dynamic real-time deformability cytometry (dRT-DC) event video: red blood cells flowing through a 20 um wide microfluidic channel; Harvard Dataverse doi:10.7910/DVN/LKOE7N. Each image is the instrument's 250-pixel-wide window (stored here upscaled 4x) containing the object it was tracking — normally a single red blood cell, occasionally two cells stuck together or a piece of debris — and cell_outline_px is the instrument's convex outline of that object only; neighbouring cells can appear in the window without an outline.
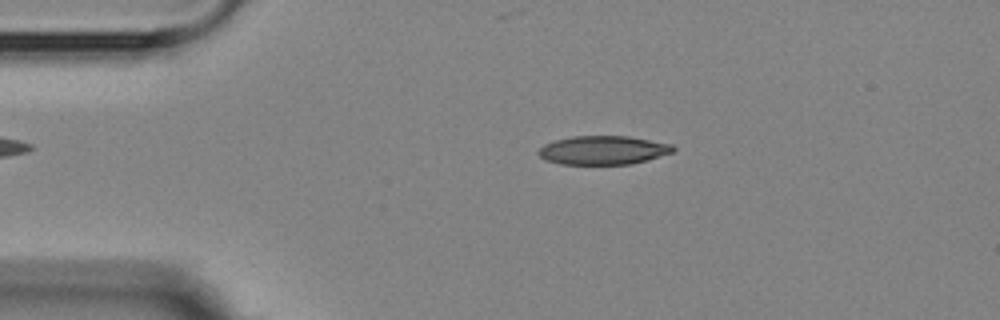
{"species": "Egyptian fruit bat (a non-hibernating species)", "species_latin": "Rousettus aegyptiacus", "temperature_condition": "room temperature", "stored_images_in_passage": 3, "camera_frame_rate_fps": 3000, "um_per_image_px": 0.085, "animal": {"sex": "female"}, "frame": {"image": 1, "passage_image": 1, "time_ms": 0.0, "image_size_px": [1000, 320], "cell_outline_px": [[676, 148], [672, 152], [648, 160], [632, 164], [560, 164], [544, 160], [536, 152], [544, 144], [556, 140], [572, 136], [628, 136], [672, 144]], "centroid_in_image_um": [51.25, 12.77], "position_along_channel_um": 33.7, "area_um2": 22.6}}
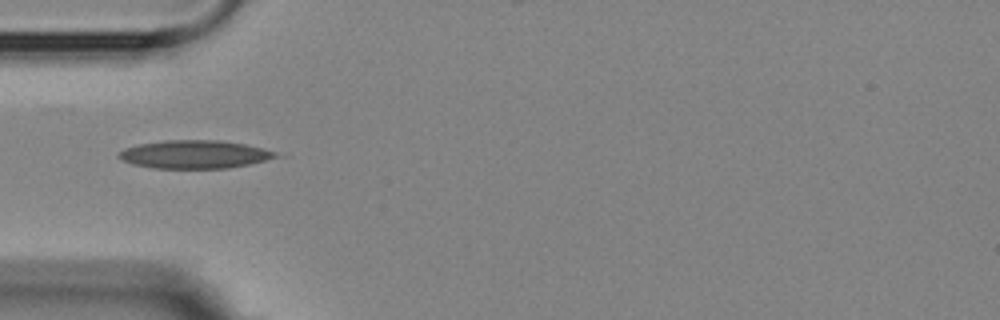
{"frame": {"image": 2, "passage_image": 3, "time_ms": 2.0, "image_size_px": [1000, 320], "cell_outline_px": [[288, 156], [228, 168], [156, 168], [132, 164], [116, 156], [124, 148], [140, 144], [164, 140], [220, 140], [244, 144], [276, 152]], "centroid_in_image_um": [16.6, 13.12], "position_along_channel_um": 68.4, "area_um2": 25.78}}